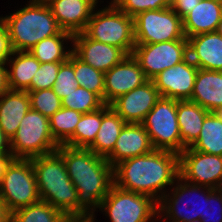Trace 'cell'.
<instances>
[{"label": "cell", "mask_w": 222, "mask_h": 222, "mask_svg": "<svg viewBox=\"0 0 222 222\" xmlns=\"http://www.w3.org/2000/svg\"><path fill=\"white\" fill-rule=\"evenodd\" d=\"M179 176V154L167 150L154 149L151 153L123 160L113 167L114 185L147 195L157 202ZM168 185L170 187L166 189Z\"/></svg>", "instance_id": "obj_1"}, {"label": "cell", "mask_w": 222, "mask_h": 222, "mask_svg": "<svg viewBox=\"0 0 222 222\" xmlns=\"http://www.w3.org/2000/svg\"><path fill=\"white\" fill-rule=\"evenodd\" d=\"M69 178L77 192V215H95L114 184L113 167L88 148L60 145Z\"/></svg>", "instance_id": "obj_2"}, {"label": "cell", "mask_w": 222, "mask_h": 222, "mask_svg": "<svg viewBox=\"0 0 222 222\" xmlns=\"http://www.w3.org/2000/svg\"><path fill=\"white\" fill-rule=\"evenodd\" d=\"M27 2L16 12L0 17L13 51H29L39 41L63 31L45 1Z\"/></svg>", "instance_id": "obj_3"}, {"label": "cell", "mask_w": 222, "mask_h": 222, "mask_svg": "<svg viewBox=\"0 0 222 222\" xmlns=\"http://www.w3.org/2000/svg\"><path fill=\"white\" fill-rule=\"evenodd\" d=\"M41 200L65 216L77 215L78 192L58 151L31 158Z\"/></svg>", "instance_id": "obj_4"}, {"label": "cell", "mask_w": 222, "mask_h": 222, "mask_svg": "<svg viewBox=\"0 0 222 222\" xmlns=\"http://www.w3.org/2000/svg\"><path fill=\"white\" fill-rule=\"evenodd\" d=\"M84 33L91 39L121 48L131 55L136 45L134 18L118 9L112 2L94 9Z\"/></svg>", "instance_id": "obj_5"}, {"label": "cell", "mask_w": 222, "mask_h": 222, "mask_svg": "<svg viewBox=\"0 0 222 222\" xmlns=\"http://www.w3.org/2000/svg\"><path fill=\"white\" fill-rule=\"evenodd\" d=\"M175 183L173 184L174 187L172 186L170 189L171 191H167L158 202V217L162 222H173L178 220L200 222V219L204 215L205 200H207L208 195L214 188L189 183L180 176ZM190 194H194L195 196H190ZM188 196L189 198H186ZM184 198L186 200L188 199L187 202H184L186 201ZM191 199H193V201ZM190 203L192 205H190ZM159 218L158 221L161 222Z\"/></svg>", "instance_id": "obj_6"}, {"label": "cell", "mask_w": 222, "mask_h": 222, "mask_svg": "<svg viewBox=\"0 0 222 222\" xmlns=\"http://www.w3.org/2000/svg\"><path fill=\"white\" fill-rule=\"evenodd\" d=\"M49 118L31 108L20 122L17 133L10 140V149L15 159H31L57 151Z\"/></svg>", "instance_id": "obj_7"}, {"label": "cell", "mask_w": 222, "mask_h": 222, "mask_svg": "<svg viewBox=\"0 0 222 222\" xmlns=\"http://www.w3.org/2000/svg\"><path fill=\"white\" fill-rule=\"evenodd\" d=\"M99 211L104 212L111 222L158 221L157 201L147 195L121 189L114 184L101 202Z\"/></svg>", "instance_id": "obj_8"}, {"label": "cell", "mask_w": 222, "mask_h": 222, "mask_svg": "<svg viewBox=\"0 0 222 222\" xmlns=\"http://www.w3.org/2000/svg\"><path fill=\"white\" fill-rule=\"evenodd\" d=\"M4 206L13 211L41 200L31 159H14L0 185Z\"/></svg>", "instance_id": "obj_9"}, {"label": "cell", "mask_w": 222, "mask_h": 222, "mask_svg": "<svg viewBox=\"0 0 222 222\" xmlns=\"http://www.w3.org/2000/svg\"><path fill=\"white\" fill-rule=\"evenodd\" d=\"M149 134L154 149L180 154L182 144L177 121V100L161 97L141 123Z\"/></svg>", "instance_id": "obj_10"}, {"label": "cell", "mask_w": 222, "mask_h": 222, "mask_svg": "<svg viewBox=\"0 0 222 222\" xmlns=\"http://www.w3.org/2000/svg\"><path fill=\"white\" fill-rule=\"evenodd\" d=\"M133 18L136 44L187 39L183 32L182 19L171 7L144 11Z\"/></svg>", "instance_id": "obj_11"}, {"label": "cell", "mask_w": 222, "mask_h": 222, "mask_svg": "<svg viewBox=\"0 0 222 222\" xmlns=\"http://www.w3.org/2000/svg\"><path fill=\"white\" fill-rule=\"evenodd\" d=\"M132 56L139 63L145 76L152 80L160 72L181 63L188 57V40L136 44Z\"/></svg>", "instance_id": "obj_12"}, {"label": "cell", "mask_w": 222, "mask_h": 222, "mask_svg": "<svg viewBox=\"0 0 222 222\" xmlns=\"http://www.w3.org/2000/svg\"><path fill=\"white\" fill-rule=\"evenodd\" d=\"M179 172L180 177L189 183L222 188V156L187 147L179 154Z\"/></svg>", "instance_id": "obj_13"}, {"label": "cell", "mask_w": 222, "mask_h": 222, "mask_svg": "<svg viewBox=\"0 0 222 222\" xmlns=\"http://www.w3.org/2000/svg\"><path fill=\"white\" fill-rule=\"evenodd\" d=\"M197 72L198 67L187 57L181 63L160 72L152 80L161 97L190 100Z\"/></svg>", "instance_id": "obj_14"}, {"label": "cell", "mask_w": 222, "mask_h": 222, "mask_svg": "<svg viewBox=\"0 0 222 222\" xmlns=\"http://www.w3.org/2000/svg\"><path fill=\"white\" fill-rule=\"evenodd\" d=\"M148 80L132 54L127 55L104 75V104L110 105L119 96L143 85Z\"/></svg>", "instance_id": "obj_15"}, {"label": "cell", "mask_w": 222, "mask_h": 222, "mask_svg": "<svg viewBox=\"0 0 222 222\" xmlns=\"http://www.w3.org/2000/svg\"><path fill=\"white\" fill-rule=\"evenodd\" d=\"M161 98L153 80L119 96L110 106L126 123H142Z\"/></svg>", "instance_id": "obj_16"}, {"label": "cell", "mask_w": 222, "mask_h": 222, "mask_svg": "<svg viewBox=\"0 0 222 222\" xmlns=\"http://www.w3.org/2000/svg\"><path fill=\"white\" fill-rule=\"evenodd\" d=\"M71 47L79 59L104 74L127 56L121 48L95 41L84 32L73 35Z\"/></svg>", "instance_id": "obj_17"}, {"label": "cell", "mask_w": 222, "mask_h": 222, "mask_svg": "<svg viewBox=\"0 0 222 222\" xmlns=\"http://www.w3.org/2000/svg\"><path fill=\"white\" fill-rule=\"evenodd\" d=\"M60 28L72 35L82 33L99 0H46ZM97 4V5H96Z\"/></svg>", "instance_id": "obj_18"}, {"label": "cell", "mask_w": 222, "mask_h": 222, "mask_svg": "<svg viewBox=\"0 0 222 222\" xmlns=\"http://www.w3.org/2000/svg\"><path fill=\"white\" fill-rule=\"evenodd\" d=\"M154 150L149 134L141 123H127L116 140L113 151L105 158L112 167L123 160Z\"/></svg>", "instance_id": "obj_19"}, {"label": "cell", "mask_w": 222, "mask_h": 222, "mask_svg": "<svg viewBox=\"0 0 222 222\" xmlns=\"http://www.w3.org/2000/svg\"><path fill=\"white\" fill-rule=\"evenodd\" d=\"M188 57L200 69L222 71V36L216 31L187 38Z\"/></svg>", "instance_id": "obj_20"}, {"label": "cell", "mask_w": 222, "mask_h": 222, "mask_svg": "<svg viewBox=\"0 0 222 222\" xmlns=\"http://www.w3.org/2000/svg\"><path fill=\"white\" fill-rule=\"evenodd\" d=\"M222 16V0H201L182 19L186 38L213 32Z\"/></svg>", "instance_id": "obj_21"}, {"label": "cell", "mask_w": 222, "mask_h": 222, "mask_svg": "<svg viewBox=\"0 0 222 222\" xmlns=\"http://www.w3.org/2000/svg\"><path fill=\"white\" fill-rule=\"evenodd\" d=\"M30 108L27 91L9 90L0 96V129L10 140Z\"/></svg>", "instance_id": "obj_22"}, {"label": "cell", "mask_w": 222, "mask_h": 222, "mask_svg": "<svg viewBox=\"0 0 222 222\" xmlns=\"http://www.w3.org/2000/svg\"><path fill=\"white\" fill-rule=\"evenodd\" d=\"M208 112L222 106V71L198 68L190 98Z\"/></svg>", "instance_id": "obj_23"}, {"label": "cell", "mask_w": 222, "mask_h": 222, "mask_svg": "<svg viewBox=\"0 0 222 222\" xmlns=\"http://www.w3.org/2000/svg\"><path fill=\"white\" fill-rule=\"evenodd\" d=\"M127 123L110 105L102 106V122L94 142L88 147L96 155L106 158L114 149L116 140Z\"/></svg>", "instance_id": "obj_24"}, {"label": "cell", "mask_w": 222, "mask_h": 222, "mask_svg": "<svg viewBox=\"0 0 222 222\" xmlns=\"http://www.w3.org/2000/svg\"><path fill=\"white\" fill-rule=\"evenodd\" d=\"M10 90L31 91V80L40 67V62L29 51H13L7 59Z\"/></svg>", "instance_id": "obj_25"}, {"label": "cell", "mask_w": 222, "mask_h": 222, "mask_svg": "<svg viewBox=\"0 0 222 222\" xmlns=\"http://www.w3.org/2000/svg\"><path fill=\"white\" fill-rule=\"evenodd\" d=\"M205 108L189 100H177V121L182 144L190 147L199 137L205 117L209 114Z\"/></svg>", "instance_id": "obj_26"}, {"label": "cell", "mask_w": 222, "mask_h": 222, "mask_svg": "<svg viewBox=\"0 0 222 222\" xmlns=\"http://www.w3.org/2000/svg\"><path fill=\"white\" fill-rule=\"evenodd\" d=\"M70 41L72 45L73 35L66 31H62L60 34L39 41L29 52L40 63L65 62L73 51L71 47L68 48L65 46Z\"/></svg>", "instance_id": "obj_27"}, {"label": "cell", "mask_w": 222, "mask_h": 222, "mask_svg": "<svg viewBox=\"0 0 222 222\" xmlns=\"http://www.w3.org/2000/svg\"><path fill=\"white\" fill-rule=\"evenodd\" d=\"M190 148L206 154L222 156V121L210 112L203 121L198 139Z\"/></svg>", "instance_id": "obj_28"}, {"label": "cell", "mask_w": 222, "mask_h": 222, "mask_svg": "<svg viewBox=\"0 0 222 222\" xmlns=\"http://www.w3.org/2000/svg\"><path fill=\"white\" fill-rule=\"evenodd\" d=\"M102 122V107L82 114L73 135L63 144L73 148H88L95 140Z\"/></svg>", "instance_id": "obj_29"}, {"label": "cell", "mask_w": 222, "mask_h": 222, "mask_svg": "<svg viewBox=\"0 0 222 222\" xmlns=\"http://www.w3.org/2000/svg\"><path fill=\"white\" fill-rule=\"evenodd\" d=\"M65 215L46 201L40 200L11 213V222H61Z\"/></svg>", "instance_id": "obj_30"}, {"label": "cell", "mask_w": 222, "mask_h": 222, "mask_svg": "<svg viewBox=\"0 0 222 222\" xmlns=\"http://www.w3.org/2000/svg\"><path fill=\"white\" fill-rule=\"evenodd\" d=\"M81 117L82 113L66 107L49 117L51 134L59 145H63L73 135Z\"/></svg>", "instance_id": "obj_31"}, {"label": "cell", "mask_w": 222, "mask_h": 222, "mask_svg": "<svg viewBox=\"0 0 222 222\" xmlns=\"http://www.w3.org/2000/svg\"><path fill=\"white\" fill-rule=\"evenodd\" d=\"M74 74L78 85L95 93L104 103V73L84 63L74 54Z\"/></svg>", "instance_id": "obj_32"}, {"label": "cell", "mask_w": 222, "mask_h": 222, "mask_svg": "<svg viewBox=\"0 0 222 222\" xmlns=\"http://www.w3.org/2000/svg\"><path fill=\"white\" fill-rule=\"evenodd\" d=\"M61 102L62 107L82 114L96 111L104 105L103 101L95 93L82 86H78L75 91L63 98Z\"/></svg>", "instance_id": "obj_33"}, {"label": "cell", "mask_w": 222, "mask_h": 222, "mask_svg": "<svg viewBox=\"0 0 222 222\" xmlns=\"http://www.w3.org/2000/svg\"><path fill=\"white\" fill-rule=\"evenodd\" d=\"M27 92L30 96L31 109L48 118L62 108V100L52 88Z\"/></svg>", "instance_id": "obj_34"}, {"label": "cell", "mask_w": 222, "mask_h": 222, "mask_svg": "<svg viewBox=\"0 0 222 222\" xmlns=\"http://www.w3.org/2000/svg\"><path fill=\"white\" fill-rule=\"evenodd\" d=\"M77 79L74 74V53L69 55V58L62 62L60 69L52 89L57 96L62 100L78 87Z\"/></svg>", "instance_id": "obj_35"}, {"label": "cell", "mask_w": 222, "mask_h": 222, "mask_svg": "<svg viewBox=\"0 0 222 222\" xmlns=\"http://www.w3.org/2000/svg\"><path fill=\"white\" fill-rule=\"evenodd\" d=\"M111 2L131 17H135L144 11L163 9L171 6V0H111Z\"/></svg>", "instance_id": "obj_36"}, {"label": "cell", "mask_w": 222, "mask_h": 222, "mask_svg": "<svg viewBox=\"0 0 222 222\" xmlns=\"http://www.w3.org/2000/svg\"><path fill=\"white\" fill-rule=\"evenodd\" d=\"M62 62L40 63V67L31 80V91L51 89L55 84Z\"/></svg>", "instance_id": "obj_37"}, {"label": "cell", "mask_w": 222, "mask_h": 222, "mask_svg": "<svg viewBox=\"0 0 222 222\" xmlns=\"http://www.w3.org/2000/svg\"><path fill=\"white\" fill-rule=\"evenodd\" d=\"M213 203L214 204L218 203L219 207L218 208L215 207L217 205H212ZM200 222H222V189L221 188L214 189L208 195L207 200H205L204 215L200 219Z\"/></svg>", "instance_id": "obj_38"}, {"label": "cell", "mask_w": 222, "mask_h": 222, "mask_svg": "<svg viewBox=\"0 0 222 222\" xmlns=\"http://www.w3.org/2000/svg\"><path fill=\"white\" fill-rule=\"evenodd\" d=\"M12 53L13 49L11 47L7 30L0 21V62L5 63Z\"/></svg>", "instance_id": "obj_39"}, {"label": "cell", "mask_w": 222, "mask_h": 222, "mask_svg": "<svg viewBox=\"0 0 222 222\" xmlns=\"http://www.w3.org/2000/svg\"><path fill=\"white\" fill-rule=\"evenodd\" d=\"M201 0H171V8L183 19Z\"/></svg>", "instance_id": "obj_40"}, {"label": "cell", "mask_w": 222, "mask_h": 222, "mask_svg": "<svg viewBox=\"0 0 222 222\" xmlns=\"http://www.w3.org/2000/svg\"><path fill=\"white\" fill-rule=\"evenodd\" d=\"M6 66L5 63L0 62V96L10 90Z\"/></svg>", "instance_id": "obj_41"}, {"label": "cell", "mask_w": 222, "mask_h": 222, "mask_svg": "<svg viewBox=\"0 0 222 222\" xmlns=\"http://www.w3.org/2000/svg\"><path fill=\"white\" fill-rule=\"evenodd\" d=\"M96 215H67L61 222H95Z\"/></svg>", "instance_id": "obj_42"}, {"label": "cell", "mask_w": 222, "mask_h": 222, "mask_svg": "<svg viewBox=\"0 0 222 222\" xmlns=\"http://www.w3.org/2000/svg\"><path fill=\"white\" fill-rule=\"evenodd\" d=\"M14 159L15 158L12 156V154L0 155V185L2 183V179L5 175L7 167Z\"/></svg>", "instance_id": "obj_43"}, {"label": "cell", "mask_w": 222, "mask_h": 222, "mask_svg": "<svg viewBox=\"0 0 222 222\" xmlns=\"http://www.w3.org/2000/svg\"><path fill=\"white\" fill-rule=\"evenodd\" d=\"M12 154L10 149V139L0 129V155Z\"/></svg>", "instance_id": "obj_44"}, {"label": "cell", "mask_w": 222, "mask_h": 222, "mask_svg": "<svg viewBox=\"0 0 222 222\" xmlns=\"http://www.w3.org/2000/svg\"><path fill=\"white\" fill-rule=\"evenodd\" d=\"M0 222H11V212L4 206L0 198Z\"/></svg>", "instance_id": "obj_45"}, {"label": "cell", "mask_w": 222, "mask_h": 222, "mask_svg": "<svg viewBox=\"0 0 222 222\" xmlns=\"http://www.w3.org/2000/svg\"><path fill=\"white\" fill-rule=\"evenodd\" d=\"M211 113L219 120L222 121V106L215 108Z\"/></svg>", "instance_id": "obj_46"}, {"label": "cell", "mask_w": 222, "mask_h": 222, "mask_svg": "<svg viewBox=\"0 0 222 222\" xmlns=\"http://www.w3.org/2000/svg\"><path fill=\"white\" fill-rule=\"evenodd\" d=\"M215 31L222 36V16Z\"/></svg>", "instance_id": "obj_47"}, {"label": "cell", "mask_w": 222, "mask_h": 222, "mask_svg": "<svg viewBox=\"0 0 222 222\" xmlns=\"http://www.w3.org/2000/svg\"><path fill=\"white\" fill-rule=\"evenodd\" d=\"M173 222H189V221L178 220V221H173Z\"/></svg>", "instance_id": "obj_48"}]
</instances>
